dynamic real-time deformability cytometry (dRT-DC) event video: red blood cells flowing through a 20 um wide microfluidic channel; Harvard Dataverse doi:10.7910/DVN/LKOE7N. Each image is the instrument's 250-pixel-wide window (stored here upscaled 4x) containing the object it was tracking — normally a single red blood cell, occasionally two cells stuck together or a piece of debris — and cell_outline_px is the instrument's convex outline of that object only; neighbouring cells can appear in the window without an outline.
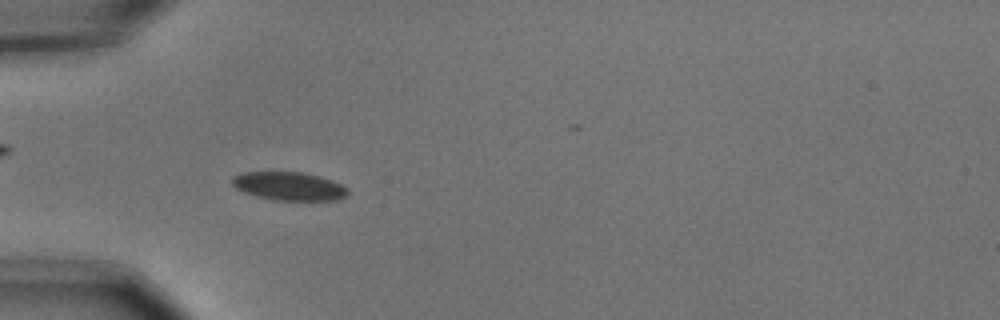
{"species": "common noctule bat (a hibernating species)", "species_latin": "Nyctalus noctula", "temperature_condition": "cold", "stored_images_in_passage": 6, "camera_frame_rate_fps": 3000, "um_per_image_px": 0.085, "animal": {"sex": "male", "body_mass_g": 15.6}, "frame": {"image": 1, "passage_image": 6, "time_ms": 1.667, "image_size_px": [1000, 320], "cell_outline_px": [[348, 192], [344, 196], [336, 200], [272, 200], [256, 196], [244, 192], [236, 188], [232, 184], [232, 176], [244, 172], [304, 172], [320, 176], [332, 180], [348, 188]], "centroid_in_image_um": [24.55, 15.82], "position_along_channel_um": 60.4, "area_um2": 19.13}}